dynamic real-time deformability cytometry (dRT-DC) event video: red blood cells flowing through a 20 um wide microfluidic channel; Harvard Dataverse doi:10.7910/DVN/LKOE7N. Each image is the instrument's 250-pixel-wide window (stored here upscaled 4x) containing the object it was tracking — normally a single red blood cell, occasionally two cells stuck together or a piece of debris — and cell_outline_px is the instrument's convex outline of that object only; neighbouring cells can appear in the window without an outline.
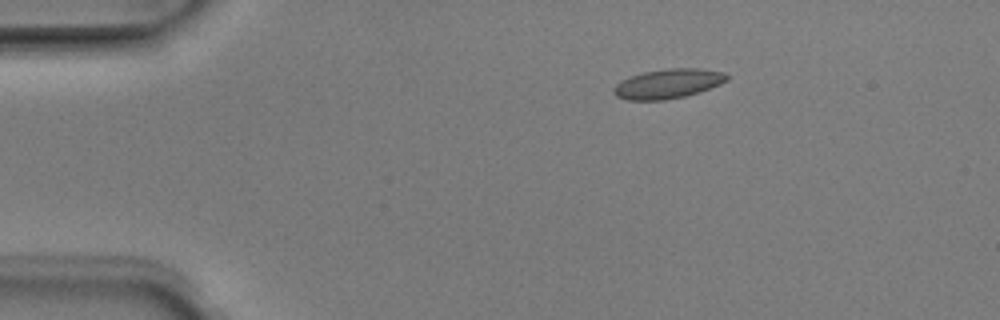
{"species": "Egyptian fruit bat (a non-hibernating species)", "species_latin": "Rousettus aegyptiacus", "temperature_condition": "room temperature", "stored_images_in_passage": 2, "camera_frame_rate_fps": 3000, "um_per_image_px": 0.085, "animal": {"sex": "male"}, "frame": {"image": 1, "passage_image": 1, "time_ms": 0.0, "image_size_px": [1000, 320], "cell_outline_px": [[728, 80], [720, 84], [684, 96], [664, 100], [628, 100], [616, 96], [612, 92], [612, 88], [620, 80], [644, 72], [668, 68], [700, 68], [724, 72], [728, 76]], "centroid_in_image_um": [56.75, 7.11], "position_along_channel_um": 28.3, "area_um2": 19.36}}